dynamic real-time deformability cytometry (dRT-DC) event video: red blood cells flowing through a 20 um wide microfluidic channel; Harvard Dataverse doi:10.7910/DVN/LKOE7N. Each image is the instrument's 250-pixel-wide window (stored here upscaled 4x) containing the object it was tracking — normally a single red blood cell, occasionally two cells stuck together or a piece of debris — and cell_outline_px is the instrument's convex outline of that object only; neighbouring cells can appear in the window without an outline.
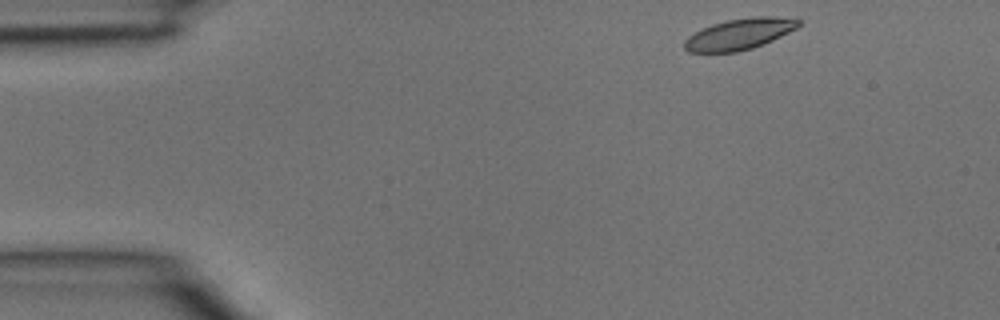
{"species": "common noctule bat (a hibernating species)", "species_latin": "Nyctalus noctula", "temperature_condition": "room temperature", "stored_images_in_passage": 3, "camera_frame_rate_fps": 3000, "um_per_image_px": 0.085, "animal": {"sex": "male", "body_mass_g": 15.6}, "frame": {"image": 1, "passage_image": 1, "time_ms": 0.0, "image_size_px": [1000, 320], "cell_outline_px": [[800, 24], [796, 28], [764, 44], [752, 48], [736, 52], [688, 52], [684, 48], [684, 40], [688, 36], [712, 24], [728, 20], [756, 16], [772, 16], [800, 20]], "centroid_in_image_um": [62.82, 2.9], "position_along_channel_um": 22.2, "area_um2": 20.35}}
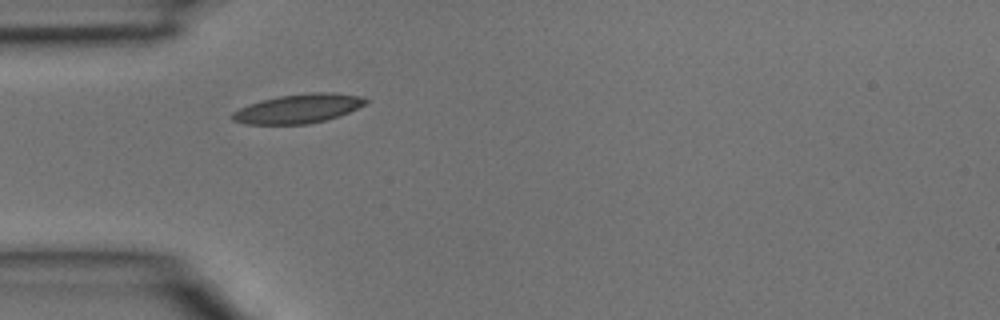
{"frame": {"image": 2, "passage_image": 3, "time_ms": 0.667, "image_size_px": [1000, 320], "cell_outline_px": [[368, 100], [364, 104], [340, 116], [308, 124], [248, 124], [232, 120], [232, 112], [240, 108], [260, 100], [280, 96], [312, 92], [332, 92], [364, 96]], "centroid_in_image_um": [25.37, 9.22], "position_along_channel_um": 59.6, "area_um2": 22.48}}